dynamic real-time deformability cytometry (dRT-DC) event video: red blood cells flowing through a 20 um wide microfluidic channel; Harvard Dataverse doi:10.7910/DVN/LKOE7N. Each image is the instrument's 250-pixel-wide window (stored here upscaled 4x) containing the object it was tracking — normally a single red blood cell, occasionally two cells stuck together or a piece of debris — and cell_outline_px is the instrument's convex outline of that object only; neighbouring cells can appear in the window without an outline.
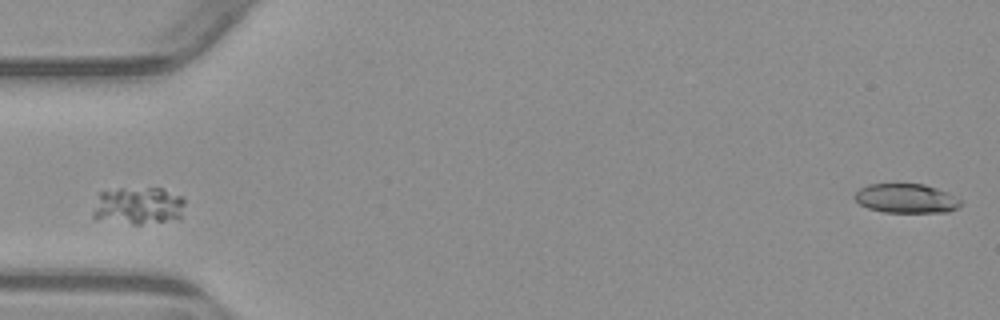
{"species": "common noctule bat (a hibernating species)", "species_latin": "Nyctalus noctula", "temperature_condition": "warm", "stored_images_in_passage": 1, "camera_frame_rate_fps": 3000, "um_per_image_px": 0.085, "animal": {"sex": "male", "body_mass_g": 23.1, "forearm_length_mm": 52.7}, "frame": {"image": 1, "passage_image": 1, "time_ms": 0.0, "image_size_px": [1000, 320], "cell_outline_px": [[184, 204], [180, 220], [140, 224], [132, 224], [96, 220], [92, 216], [92, 212], [100, 192], [120, 188], [160, 188], [184, 196]], "centroid_in_image_um": [11.77, 17.5], "position_along_channel_um": 73.2, "area_um2": 20.52}}